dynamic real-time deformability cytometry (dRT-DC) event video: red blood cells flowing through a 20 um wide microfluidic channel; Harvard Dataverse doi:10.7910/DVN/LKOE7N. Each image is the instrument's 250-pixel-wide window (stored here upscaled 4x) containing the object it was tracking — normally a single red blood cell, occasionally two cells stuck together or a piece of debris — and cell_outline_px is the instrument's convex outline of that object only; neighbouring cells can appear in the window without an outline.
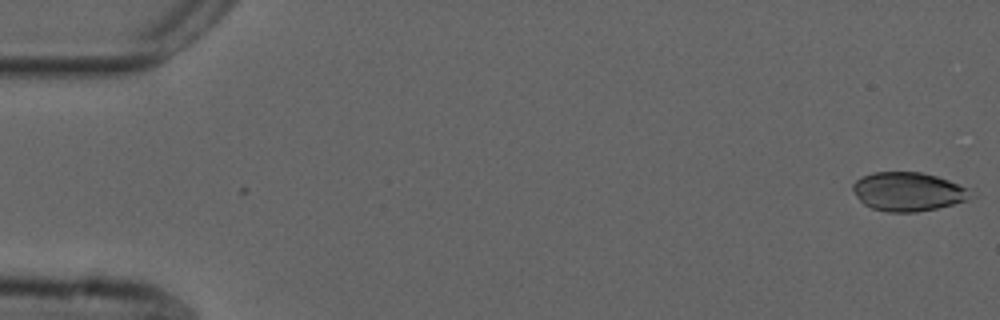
{"species": "common noctule bat (a hibernating species)", "species_latin": "Nyctalus noctula", "temperature_condition": "cold", "stored_images_in_passage": 2, "camera_frame_rate_fps": 3000, "um_per_image_px": 0.085, "animal": {"sex": "male", "forearm_length_mm": 52.5}, "frame": {"image": 1, "passage_image": 1, "time_ms": 0.0, "image_size_px": [1000, 320], "cell_outline_px": [[976, 196], [968, 200], [936, 208], [916, 212], [888, 212], [872, 208], [864, 204], [856, 196], [852, 188], [852, 184], [856, 180], [872, 172], [920, 172], [936, 176], [948, 180], [968, 188]], "centroid_in_image_um": [77.2, 16.29], "position_along_channel_um": 7.8, "area_um2": 26.65}}